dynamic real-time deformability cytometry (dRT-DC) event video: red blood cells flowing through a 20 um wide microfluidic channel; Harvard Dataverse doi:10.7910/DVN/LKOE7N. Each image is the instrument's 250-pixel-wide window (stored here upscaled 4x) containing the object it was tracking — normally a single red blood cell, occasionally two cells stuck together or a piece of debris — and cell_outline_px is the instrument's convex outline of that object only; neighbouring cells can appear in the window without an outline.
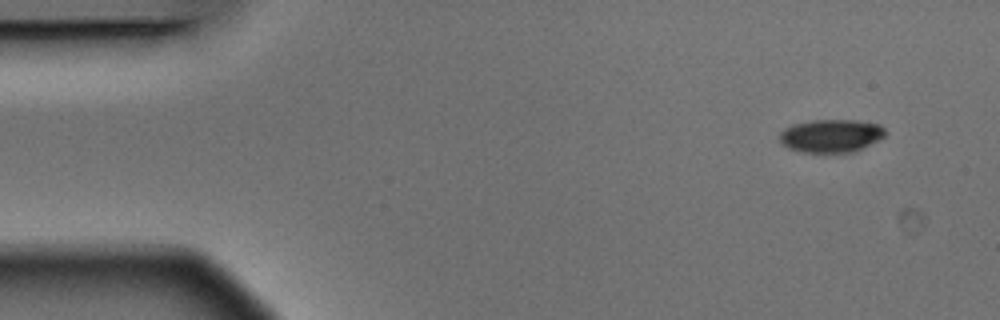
{"species": "Egyptian fruit bat (a non-hibernating species)", "species_latin": "Rousettus aegyptiacus", "temperature_condition": "warm", "stored_images_in_passage": 8, "camera_frame_rate_fps": 3000, "um_per_image_px": 0.085, "animal": {"sex": "male"}, "frame": {"image": 1, "passage_image": 1, "time_ms": 0.0, "image_size_px": [1000, 320], "cell_outline_px": [[888, 132], [880, 140], [852, 152], [800, 152], [788, 148], [780, 140], [780, 132], [784, 128], [792, 124], [812, 120], [856, 120], [880, 124]], "centroid_in_image_um": [70.66, 11.53], "position_along_channel_um": 14.3, "area_um2": 20.46}}
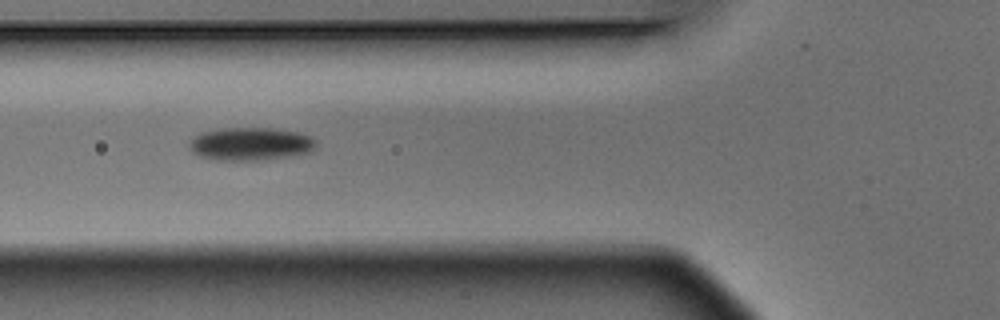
{"frame": {"image": 2, "passage_image": 5, "time_ms": 1.333, "image_size_px": [1000, 320], "cell_outline_px": [[320, 140], [316, 148], [312, 152], [264, 160], [216, 160], [200, 156], [192, 152], [188, 148], [188, 144], [200, 132], [220, 128], [272, 128], [304, 132]], "centroid_in_image_um": [21.38, 12.22], "position_along_channel_um": 104.4, "area_um2": 24.97}}
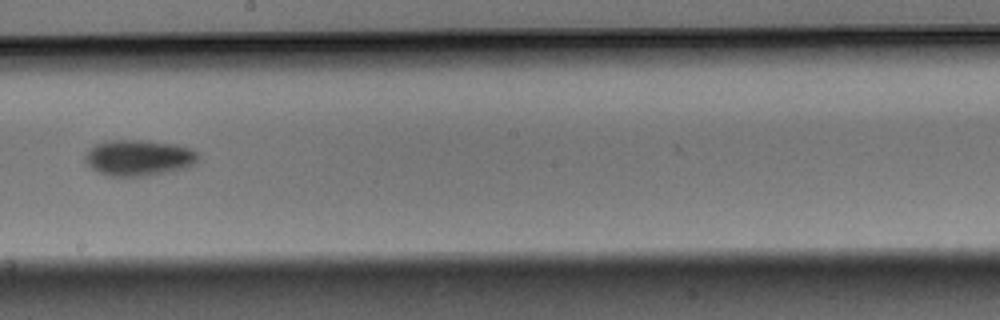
{"frame": {"image": 3, "passage_image": 8, "time_ms": 2.333, "image_size_px": [1000, 320], "cell_outline_px": [[200, 156], [196, 164], [184, 168], [168, 172], [144, 176], [108, 176], [84, 164], [84, 156], [88, 148], [96, 144], [108, 140], [148, 140], [176, 144], [200, 152]], "centroid_in_image_um": [11.79, 13.4], "position_along_channel_um": 236.4, "area_um2": 24.1}}